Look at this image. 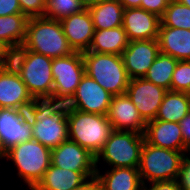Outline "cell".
<instances>
[{
	"label": "cell",
	"instance_id": "1",
	"mask_svg": "<svg viewBox=\"0 0 190 190\" xmlns=\"http://www.w3.org/2000/svg\"><path fill=\"white\" fill-rule=\"evenodd\" d=\"M68 105L53 98H34L26 113L33 139L53 149L68 138Z\"/></svg>",
	"mask_w": 190,
	"mask_h": 190
},
{
	"label": "cell",
	"instance_id": "2",
	"mask_svg": "<svg viewBox=\"0 0 190 190\" xmlns=\"http://www.w3.org/2000/svg\"><path fill=\"white\" fill-rule=\"evenodd\" d=\"M16 50H30L52 59L65 57L74 52L64 35L61 22L46 17L28 19L25 41Z\"/></svg>",
	"mask_w": 190,
	"mask_h": 190
},
{
	"label": "cell",
	"instance_id": "3",
	"mask_svg": "<svg viewBox=\"0 0 190 190\" xmlns=\"http://www.w3.org/2000/svg\"><path fill=\"white\" fill-rule=\"evenodd\" d=\"M52 61V58L30 50L12 51L11 64L33 98H52Z\"/></svg>",
	"mask_w": 190,
	"mask_h": 190
},
{
	"label": "cell",
	"instance_id": "4",
	"mask_svg": "<svg viewBox=\"0 0 190 190\" xmlns=\"http://www.w3.org/2000/svg\"><path fill=\"white\" fill-rule=\"evenodd\" d=\"M67 121L69 140L87 149L95 157L114 131L107 115L69 108Z\"/></svg>",
	"mask_w": 190,
	"mask_h": 190
},
{
	"label": "cell",
	"instance_id": "5",
	"mask_svg": "<svg viewBox=\"0 0 190 190\" xmlns=\"http://www.w3.org/2000/svg\"><path fill=\"white\" fill-rule=\"evenodd\" d=\"M4 158L11 160L18 170L19 179H23L28 188L33 190L51 165V149L31 139L6 150Z\"/></svg>",
	"mask_w": 190,
	"mask_h": 190
},
{
	"label": "cell",
	"instance_id": "6",
	"mask_svg": "<svg viewBox=\"0 0 190 190\" xmlns=\"http://www.w3.org/2000/svg\"><path fill=\"white\" fill-rule=\"evenodd\" d=\"M85 74L113 96L126 93L130 78L122 57L117 54L82 52Z\"/></svg>",
	"mask_w": 190,
	"mask_h": 190
},
{
	"label": "cell",
	"instance_id": "7",
	"mask_svg": "<svg viewBox=\"0 0 190 190\" xmlns=\"http://www.w3.org/2000/svg\"><path fill=\"white\" fill-rule=\"evenodd\" d=\"M144 142L145 136L142 133L114 130L95 157L96 170L102 160L110 168H138Z\"/></svg>",
	"mask_w": 190,
	"mask_h": 190
},
{
	"label": "cell",
	"instance_id": "8",
	"mask_svg": "<svg viewBox=\"0 0 190 190\" xmlns=\"http://www.w3.org/2000/svg\"><path fill=\"white\" fill-rule=\"evenodd\" d=\"M183 157L184 153L181 151L153 146L145 140L138 167L142 184L176 180Z\"/></svg>",
	"mask_w": 190,
	"mask_h": 190
},
{
	"label": "cell",
	"instance_id": "9",
	"mask_svg": "<svg viewBox=\"0 0 190 190\" xmlns=\"http://www.w3.org/2000/svg\"><path fill=\"white\" fill-rule=\"evenodd\" d=\"M51 71L53 76L52 98L67 103L75 94L85 74L82 52L74 51L68 56L53 58Z\"/></svg>",
	"mask_w": 190,
	"mask_h": 190
},
{
	"label": "cell",
	"instance_id": "10",
	"mask_svg": "<svg viewBox=\"0 0 190 190\" xmlns=\"http://www.w3.org/2000/svg\"><path fill=\"white\" fill-rule=\"evenodd\" d=\"M112 97L94 79L84 74L75 94L66 104L83 112L107 115Z\"/></svg>",
	"mask_w": 190,
	"mask_h": 190
},
{
	"label": "cell",
	"instance_id": "11",
	"mask_svg": "<svg viewBox=\"0 0 190 190\" xmlns=\"http://www.w3.org/2000/svg\"><path fill=\"white\" fill-rule=\"evenodd\" d=\"M166 92L167 90L163 87L144 78L130 79L126 89V94L146 123L156 118Z\"/></svg>",
	"mask_w": 190,
	"mask_h": 190
},
{
	"label": "cell",
	"instance_id": "12",
	"mask_svg": "<svg viewBox=\"0 0 190 190\" xmlns=\"http://www.w3.org/2000/svg\"><path fill=\"white\" fill-rule=\"evenodd\" d=\"M34 98L19 73L9 64L0 68V108L26 111Z\"/></svg>",
	"mask_w": 190,
	"mask_h": 190
},
{
	"label": "cell",
	"instance_id": "13",
	"mask_svg": "<svg viewBox=\"0 0 190 190\" xmlns=\"http://www.w3.org/2000/svg\"><path fill=\"white\" fill-rule=\"evenodd\" d=\"M159 53L157 39L130 41L121 54L129 78H143Z\"/></svg>",
	"mask_w": 190,
	"mask_h": 190
},
{
	"label": "cell",
	"instance_id": "14",
	"mask_svg": "<svg viewBox=\"0 0 190 190\" xmlns=\"http://www.w3.org/2000/svg\"><path fill=\"white\" fill-rule=\"evenodd\" d=\"M31 139L33 134L26 111L0 108V140L5 150Z\"/></svg>",
	"mask_w": 190,
	"mask_h": 190
},
{
	"label": "cell",
	"instance_id": "15",
	"mask_svg": "<svg viewBox=\"0 0 190 190\" xmlns=\"http://www.w3.org/2000/svg\"><path fill=\"white\" fill-rule=\"evenodd\" d=\"M51 163L71 171L96 172L95 156L69 139L51 149Z\"/></svg>",
	"mask_w": 190,
	"mask_h": 190
},
{
	"label": "cell",
	"instance_id": "16",
	"mask_svg": "<svg viewBox=\"0 0 190 190\" xmlns=\"http://www.w3.org/2000/svg\"><path fill=\"white\" fill-rule=\"evenodd\" d=\"M107 117L113 130L145 132L147 123L126 93L112 97Z\"/></svg>",
	"mask_w": 190,
	"mask_h": 190
},
{
	"label": "cell",
	"instance_id": "17",
	"mask_svg": "<svg viewBox=\"0 0 190 190\" xmlns=\"http://www.w3.org/2000/svg\"><path fill=\"white\" fill-rule=\"evenodd\" d=\"M60 22L68 44L73 51H88L95 31L89 10L85 9L80 13L67 16Z\"/></svg>",
	"mask_w": 190,
	"mask_h": 190
},
{
	"label": "cell",
	"instance_id": "18",
	"mask_svg": "<svg viewBox=\"0 0 190 190\" xmlns=\"http://www.w3.org/2000/svg\"><path fill=\"white\" fill-rule=\"evenodd\" d=\"M160 23V17L144 9H124L122 27L129 41L157 39Z\"/></svg>",
	"mask_w": 190,
	"mask_h": 190
},
{
	"label": "cell",
	"instance_id": "19",
	"mask_svg": "<svg viewBox=\"0 0 190 190\" xmlns=\"http://www.w3.org/2000/svg\"><path fill=\"white\" fill-rule=\"evenodd\" d=\"M145 140L153 146L187 152L184 148L181 127L179 123L163 120H151L147 122L144 132Z\"/></svg>",
	"mask_w": 190,
	"mask_h": 190
},
{
	"label": "cell",
	"instance_id": "20",
	"mask_svg": "<svg viewBox=\"0 0 190 190\" xmlns=\"http://www.w3.org/2000/svg\"><path fill=\"white\" fill-rule=\"evenodd\" d=\"M95 175L96 172L71 171L51 163L43 179L33 190H75Z\"/></svg>",
	"mask_w": 190,
	"mask_h": 190
},
{
	"label": "cell",
	"instance_id": "21",
	"mask_svg": "<svg viewBox=\"0 0 190 190\" xmlns=\"http://www.w3.org/2000/svg\"><path fill=\"white\" fill-rule=\"evenodd\" d=\"M157 40L161 53L178 61L190 60V30L159 26Z\"/></svg>",
	"mask_w": 190,
	"mask_h": 190
},
{
	"label": "cell",
	"instance_id": "22",
	"mask_svg": "<svg viewBox=\"0 0 190 190\" xmlns=\"http://www.w3.org/2000/svg\"><path fill=\"white\" fill-rule=\"evenodd\" d=\"M96 170L103 190H143L138 168L117 167L104 173Z\"/></svg>",
	"mask_w": 190,
	"mask_h": 190
},
{
	"label": "cell",
	"instance_id": "23",
	"mask_svg": "<svg viewBox=\"0 0 190 190\" xmlns=\"http://www.w3.org/2000/svg\"><path fill=\"white\" fill-rule=\"evenodd\" d=\"M127 33L122 26L95 30L88 51L120 55L129 44Z\"/></svg>",
	"mask_w": 190,
	"mask_h": 190
},
{
	"label": "cell",
	"instance_id": "24",
	"mask_svg": "<svg viewBox=\"0 0 190 190\" xmlns=\"http://www.w3.org/2000/svg\"><path fill=\"white\" fill-rule=\"evenodd\" d=\"M124 9L118 0H103L89 8L94 30L112 29L122 26Z\"/></svg>",
	"mask_w": 190,
	"mask_h": 190
},
{
	"label": "cell",
	"instance_id": "25",
	"mask_svg": "<svg viewBox=\"0 0 190 190\" xmlns=\"http://www.w3.org/2000/svg\"><path fill=\"white\" fill-rule=\"evenodd\" d=\"M28 19L22 13L0 16V41L11 51L20 48L25 41Z\"/></svg>",
	"mask_w": 190,
	"mask_h": 190
},
{
	"label": "cell",
	"instance_id": "26",
	"mask_svg": "<svg viewBox=\"0 0 190 190\" xmlns=\"http://www.w3.org/2000/svg\"><path fill=\"white\" fill-rule=\"evenodd\" d=\"M189 112L190 102L186 92L167 91L155 119L179 123Z\"/></svg>",
	"mask_w": 190,
	"mask_h": 190
},
{
	"label": "cell",
	"instance_id": "27",
	"mask_svg": "<svg viewBox=\"0 0 190 190\" xmlns=\"http://www.w3.org/2000/svg\"><path fill=\"white\" fill-rule=\"evenodd\" d=\"M177 63L178 60L172 56L160 52L143 78L171 91L172 76Z\"/></svg>",
	"mask_w": 190,
	"mask_h": 190
},
{
	"label": "cell",
	"instance_id": "28",
	"mask_svg": "<svg viewBox=\"0 0 190 190\" xmlns=\"http://www.w3.org/2000/svg\"><path fill=\"white\" fill-rule=\"evenodd\" d=\"M160 20V26L190 30V7L171 0Z\"/></svg>",
	"mask_w": 190,
	"mask_h": 190
},
{
	"label": "cell",
	"instance_id": "29",
	"mask_svg": "<svg viewBox=\"0 0 190 190\" xmlns=\"http://www.w3.org/2000/svg\"><path fill=\"white\" fill-rule=\"evenodd\" d=\"M83 10L85 9L78 0H46L44 17L60 21Z\"/></svg>",
	"mask_w": 190,
	"mask_h": 190
},
{
	"label": "cell",
	"instance_id": "30",
	"mask_svg": "<svg viewBox=\"0 0 190 190\" xmlns=\"http://www.w3.org/2000/svg\"><path fill=\"white\" fill-rule=\"evenodd\" d=\"M171 91H190V60L178 61L172 76Z\"/></svg>",
	"mask_w": 190,
	"mask_h": 190
},
{
	"label": "cell",
	"instance_id": "31",
	"mask_svg": "<svg viewBox=\"0 0 190 190\" xmlns=\"http://www.w3.org/2000/svg\"><path fill=\"white\" fill-rule=\"evenodd\" d=\"M22 14L28 18L44 17L46 0H19Z\"/></svg>",
	"mask_w": 190,
	"mask_h": 190
},
{
	"label": "cell",
	"instance_id": "32",
	"mask_svg": "<svg viewBox=\"0 0 190 190\" xmlns=\"http://www.w3.org/2000/svg\"><path fill=\"white\" fill-rule=\"evenodd\" d=\"M171 0H142L140 8L162 17Z\"/></svg>",
	"mask_w": 190,
	"mask_h": 190
},
{
	"label": "cell",
	"instance_id": "33",
	"mask_svg": "<svg viewBox=\"0 0 190 190\" xmlns=\"http://www.w3.org/2000/svg\"><path fill=\"white\" fill-rule=\"evenodd\" d=\"M177 181L182 190H190V152L184 154Z\"/></svg>",
	"mask_w": 190,
	"mask_h": 190
},
{
	"label": "cell",
	"instance_id": "34",
	"mask_svg": "<svg viewBox=\"0 0 190 190\" xmlns=\"http://www.w3.org/2000/svg\"><path fill=\"white\" fill-rule=\"evenodd\" d=\"M148 184L149 187L147 186V184L143 185V190H182L179 186L177 179L169 181L151 182Z\"/></svg>",
	"mask_w": 190,
	"mask_h": 190
},
{
	"label": "cell",
	"instance_id": "35",
	"mask_svg": "<svg viewBox=\"0 0 190 190\" xmlns=\"http://www.w3.org/2000/svg\"><path fill=\"white\" fill-rule=\"evenodd\" d=\"M22 13L19 0H0V16Z\"/></svg>",
	"mask_w": 190,
	"mask_h": 190
},
{
	"label": "cell",
	"instance_id": "36",
	"mask_svg": "<svg viewBox=\"0 0 190 190\" xmlns=\"http://www.w3.org/2000/svg\"><path fill=\"white\" fill-rule=\"evenodd\" d=\"M184 142V148L190 152V112L179 122Z\"/></svg>",
	"mask_w": 190,
	"mask_h": 190
},
{
	"label": "cell",
	"instance_id": "37",
	"mask_svg": "<svg viewBox=\"0 0 190 190\" xmlns=\"http://www.w3.org/2000/svg\"><path fill=\"white\" fill-rule=\"evenodd\" d=\"M12 51L0 41V67H5L11 64Z\"/></svg>",
	"mask_w": 190,
	"mask_h": 190
},
{
	"label": "cell",
	"instance_id": "38",
	"mask_svg": "<svg viewBox=\"0 0 190 190\" xmlns=\"http://www.w3.org/2000/svg\"><path fill=\"white\" fill-rule=\"evenodd\" d=\"M75 190H103L102 185L96 176L89 178Z\"/></svg>",
	"mask_w": 190,
	"mask_h": 190
},
{
	"label": "cell",
	"instance_id": "39",
	"mask_svg": "<svg viewBox=\"0 0 190 190\" xmlns=\"http://www.w3.org/2000/svg\"><path fill=\"white\" fill-rule=\"evenodd\" d=\"M125 9L140 8L142 0H118Z\"/></svg>",
	"mask_w": 190,
	"mask_h": 190
},
{
	"label": "cell",
	"instance_id": "40",
	"mask_svg": "<svg viewBox=\"0 0 190 190\" xmlns=\"http://www.w3.org/2000/svg\"><path fill=\"white\" fill-rule=\"evenodd\" d=\"M103 0H78V2L84 7V9H89L96 4H99Z\"/></svg>",
	"mask_w": 190,
	"mask_h": 190
},
{
	"label": "cell",
	"instance_id": "41",
	"mask_svg": "<svg viewBox=\"0 0 190 190\" xmlns=\"http://www.w3.org/2000/svg\"><path fill=\"white\" fill-rule=\"evenodd\" d=\"M6 155V150L4 148V146L2 145V142L0 140V159H3Z\"/></svg>",
	"mask_w": 190,
	"mask_h": 190
},
{
	"label": "cell",
	"instance_id": "42",
	"mask_svg": "<svg viewBox=\"0 0 190 190\" xmlns=\"http://www.w3.org/2000/svg\"><path fill=\"white\" fill-rule=\"evenodd\" d=\"M179 3L190 7V0H177Z\"/></svg>",
	"mask_w": 190,
	"mask_h": 190
},
{
	"label": "cell",
	"instance_id": "43",
	"mask_svg": "<svg viewBox=\"0 0 190 190\" xmlns=\"http://www.w3.org/2000/svg\"><path fill=\"white\" fill-rule=\"evenodd\" d=\"M187 94H188V97H189V102H190V91H189Z\"/></svg>",
	"mask_w": 190,
	"mask_h": 190
}]
</instances>
